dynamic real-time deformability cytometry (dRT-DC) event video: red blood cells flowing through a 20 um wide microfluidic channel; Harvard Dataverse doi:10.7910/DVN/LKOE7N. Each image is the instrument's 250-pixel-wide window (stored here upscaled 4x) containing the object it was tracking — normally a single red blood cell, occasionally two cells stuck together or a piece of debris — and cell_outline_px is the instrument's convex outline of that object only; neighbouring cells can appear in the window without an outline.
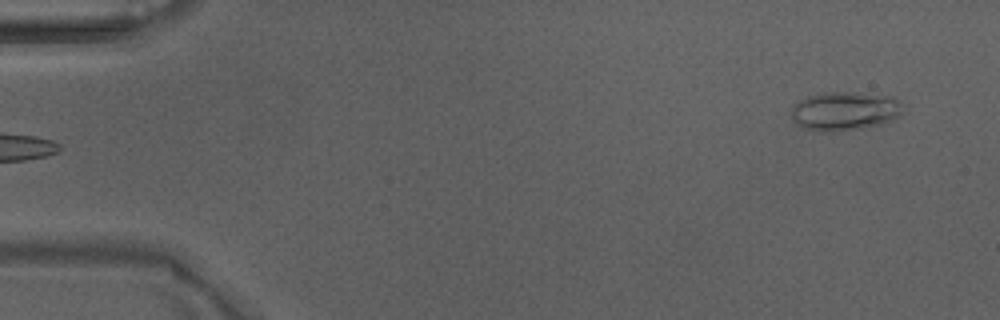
{"species": "Egyptian fruit bat (a non-hibernating species)", "species_latin": "Rousettus aegyptiacus", "temperature_condition": "warm", "stored_images_in_passage": 3, "camera_frame_rate_fps": 3000, "um_per_image_px": 0.085, "animal": {"sex": "male"}, "frame": {"image": 1, "passage_image": 3, "time_ms": 0.667, "image_size_px": [1000, 320], "cell_outline_px": [[904, 104], [900, 112], [896, 116], [880, 124], [856, 128], [828, 132], [820, 132], [804, 128], [796, 124], [792, 120], [792, 104], [808, 96], [824, 92], [852, 92], [892, 96], [900, 100]], "centroid_in_image_um": [71.75, 9.42], "position_along_channel_um": 13.2, "area_um2": 25.09}}